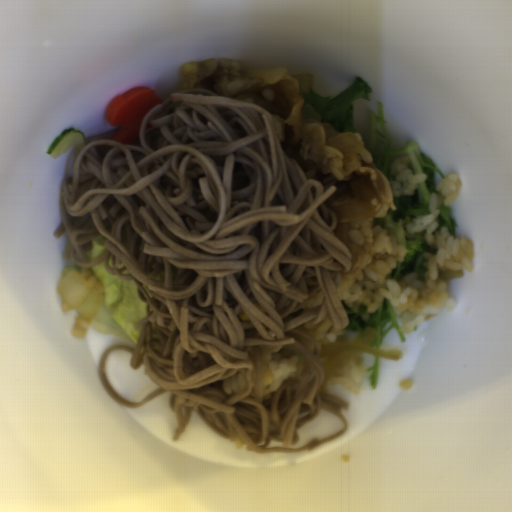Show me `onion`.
<instances>
[{"label":"onion","mask_w":512,"mask_h":512,"mask_svg":"<svg viewBox=\"0 0 512 512\" xmlns=\"http://www.w3.org/2000/svg\"><path fill=\"white\" fill-rule=\"evenodd\" d=\"M378 333V328L366 327L364 332L347 342L332 343L320 349L319 362L324 374L322 384L329 381L346 360L360 357L364 353L384 359L400 360L403 353L399 351H382L371 345Z\"/></svg>","instance_id":"06740285"},{"label":"onion","mask_w":512,"mask_h":512,"mask_svg":"<svg viewBox=\"0 0 512 512\" xmlns=\"http://www.w3.org/2000/svg\"><path fill=\"white\" fill-rule=\"evenodd\" d=\"M291 76H293L298 81L300 92H301L302 96L310 93L311 86H312V79H313L312 73L304 72V73H298V74L291 75Z\"/></svg>","instance_id":"23ac38db"},{"label":"onion","mask_w":512,"mask_h":512,"mask_svg":"<svg viewBox=\"0 0 512 512\" xmlns=\"http://www.w3.org/2000/svg\"><path fill=\"white\" fill-rule=\"evenodd\" d=\"M54 290L61 300L62 311L74 309L88 322L93 321L103 304L100 291L85 282L70 266L62 269Z\"/></svg>","instance_id":"6bf65262"},{"label":"onion","mask_w":512,"mask_h":512,"mask_svg":"<svg viewBox=\"0 0 512 512\" xmlns=\"http://www.w3.org/2000/svg\"><path fill=\"white\" fill-rule=\"evenodd\" d=\"M304 117L306 120L318 122L323 131L326 145H329L343 154H361L362 145L353 133H341L322 120L319 113L310 104L304 105Z\"/></svg>","instance_id":"55239325"}]
</instances>
